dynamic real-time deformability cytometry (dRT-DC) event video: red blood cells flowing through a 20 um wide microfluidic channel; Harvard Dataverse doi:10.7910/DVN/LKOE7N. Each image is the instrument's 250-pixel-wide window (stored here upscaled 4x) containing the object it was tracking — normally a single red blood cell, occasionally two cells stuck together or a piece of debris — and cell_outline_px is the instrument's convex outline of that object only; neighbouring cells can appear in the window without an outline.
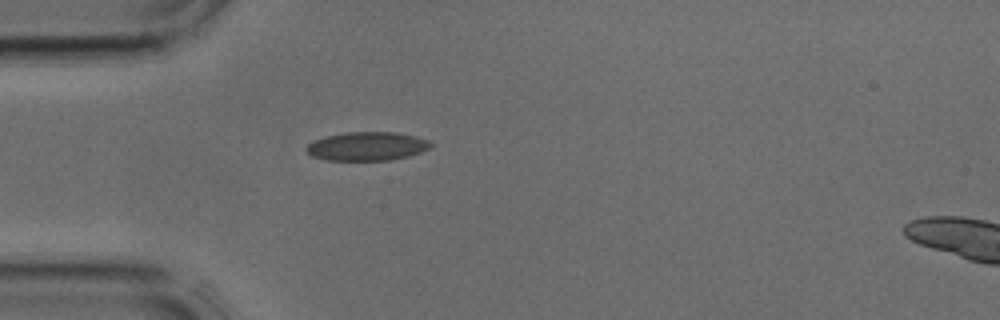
{"species": "common noctule bat (a hibernating species)", "species_latin": "Nyctalus noctula", "temperature_condition": "cold", "stored_images_in_passage": 2, "camera_frame_rate_fps": 3000, "um_per_image_px": 0.085, "animal": {"sex": "male", "body_mass_g": 17.9, "forearm_length_mm": 54.2}, "frame": {"image": 1, "passage_image": 1, "time_ms": 0.0, "image_size_px": [1000, 320], "cell_outline_px": [[432, 144], [428, 148], [420, 152], [408, 156], [392, 160], [324, 160], [312, 156], [304, 148], [308, 144], [324, 136], [348, 132], [396, 132], [416, 136], [428, 140]], "centroid_in_image_um": [31.18, 12.43], "position_along_channel_um": 53.8, "area_um2": 20.75}}